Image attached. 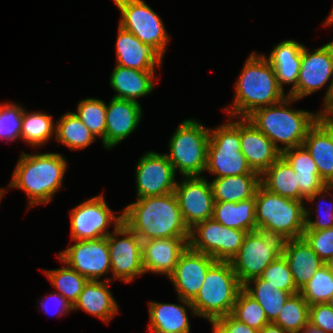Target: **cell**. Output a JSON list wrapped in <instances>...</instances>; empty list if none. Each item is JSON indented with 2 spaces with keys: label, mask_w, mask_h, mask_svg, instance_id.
<instances>
[{
  "label": "cell",
  "mask_w": 333,
  "mask_h": 333,
  "mask_svg": "<svg viewBox=\"0 0 333 333\" xmlns=\"http://www.w3.org/2000/svg\"><path fill=\"white\" fill-rule=\"evenodd\" d=\"M122 223L141 240L160 238H189L175 193L143 197L122 211Z\"/></svg>",
  "instance_id": "6da1fadb"
},
{
  "label": "cell",
  "mask_w": 333,
  "mask_h": 333,
  "mask_svg": "<svg viewBox=\"0 0 333 333\" xmlns=\"http://www.w3.org/2000/svg\"><path fill=\"white\" fill-rule=\"evenodd\" d=\"M232 109H226L229 118H247L255 110L276 104L287 94L279 86L276 73L264 55L253 52L246 60L242 73L235 83Z\"/></svg>",
  "instance_id": "7a4b0ae2"
},
{
  "label": "cell",
  "mask_w": 333,
  "mask_h": 333,
  "mask_svg": "<svg viewBox=\"0 0 333 333\" xmlns=\"http://www.w3.org/2000/svg\"><path fill=\"white\" fill-rule=\"evenodd\" d=\"M66 162L65 157L57 153L29 155L22 152L9 186L24 190L30 206L47 204L62 186Z\"/></svg>",
  "instance_id": "3957f363"
},
{
  "label": "cell",
  "mask_w": 333,
  "mask_h": 333,
  "mask_svg": "<svg viewBox=\"0 0 333 333\" xmlns=\"http://www.w3.org/2000/svg\"><path fill=\"white\" fill-rule=\"evenodd\" d=\"M293 101V97L286 96L280 102L259 108L247 117L281 152L301 146L309 129L322 116L321 111L314 114L304 110L288 109ZM280 142L285 146L279 147Z\"/></svg>",
  "instance_id": "277c9868"
},
{
  "label": "cell",
  "mask_w": 333,
  "mask_h": 333,
  "mask_svg": "<svg viewBox=\"0 0 333 333\" xmlns=\"http://www.w3.org/2000/svg\"><path fill=\"white\" fill-rule=\"evenodd\" d=\"M303 201L282 197L259 185L255 194L257 230L282 241L301 238L305 230Z\"/></svg>",
  "instance_id": "5b68a950"
},
{
  "label": "cell",
  "mask_w": 333,
  "mask_h": 333,
  "mask_svg": "<svg viewBox=\"0 0 333 333\" xmlns=\"http://www.w3.org/2000/svg\"><path fill=\"white\" fill-rule=\"evenodd\" d=\"M243 288L228 261H215L208 269L198 295L191 302L196 316L211 323L232 313L238 292Z\"/></svg>",
  "instance_id": "8992f818"
},
{
  "label": "cell",
  "mask_w": 333,
  "mask_h": 333,
  "mask_svg": "<svg viewBox=\"0 0 333 333\" xmlns=\"http://www.w3.org/2000/svg\"><path fill=\"white\" fill-rule=\"evenodd\" d=\"M210 129L196 120L186 119L169 141V154H165L174 172L184 177L200 176L206 170Z\"/></svg>",
  "instance_id": "52a82bcc"
},
{
  "label": "cell",
  "mask_w": 333,
  "mask_h": 333,
  "mask_svg": "<svg viewBox=\"0 0 333 333\" xmlns=\"http://www.w3.org/2000/svg\"><path fill=\"white\" fill-rule=\"evenodd\" d=\"M216 178L258 174L254 172L241 152L240 120L210 128L206 170Z\"/></svg>",
  "instance_id": "ba28073f"
},
{
  "label": "cell",
  "mask_w": 333,
  "mask_h": 333,
  "mask_svg": "<svg viewBox=\"0 0 333 333\" xmlns=\"http://www.w3.org/2000/svg\"><path fill=\"white\" fill-rule=\"evenodd\" d=\"M282 243L279 237L263 231L247 232L242 246L230 261L239 283L244 286L250 279L259 277L281 255Z\"/></svg>",
  "instance_id": "9c48e42d"
},
{
  "label": "cell",
  "mask_w": 333,
  "mask_h": 333,
  "mask_svg": "<svg viewBox=\"0 0 333 333\" xmlns=\"http://www.w3.org/2000/svg\"><path fill=\"white\" fill-rule=\"evenodd\" d=\"M246 234V231L225 227L212 218L190 229L188 247L216 261L230 262L242 246Z\"/></svg>",
  "instance_id": "30bf717a"
},
{
  "label": "cell",
  "mask_w": 333,
  "mask_h": 333,
  "mask_svg": "<svg viewBox=\"0 0 333 333\" xmlns=\"http://www.w3.org/2000/svg\"><path fill=\"white\" fill-rule=\"evenodd\" d=\"M330 79L331 83L324 97V107L328 105L333 95V41L310 53L303 46L298 81L296 86L290 89L288 96L295 100L304 98L322 89Z\"/></svg>",
  "instance_id": "8fae6325"
},
{
  "label": "cell",
  "mask_w": 333,
  "mask_h": 333,
  "mask_svg": "<svg viewBox=\"0 0 333 333\" xmlns=\"http://www.w3.org/2000/svg\"><path fill=\"white\" fill-rule=\"evenodd\" d=\"M114 3L122 16L119 25L164 56L169 35L159 15L143 0H114Z\"/></svg>",
  "instance_id": "7c38bea8"
},
{
  "label": "cell",
  "mask_w": 333,
  "mask_h": 333,
  "mask_svg": "<svg viewBox=\"0 0 333 333\" xmlns=\"http://www.w3.org/2000/svg\"><path fill=\"white\" fill-rule=\"evenodd\" d=\"M71 237L73 241L95 240L107 237L110 231L106 230L112 221L119 226L121 216L113 214L104 200L103 195L92 197L84 201L70 212Z\"/></svg>",
  "instance_id": "4fadbf2b"
},
{
  "label": "cell",
  "mask_w": 333,
  "mask_h": 333,
  "mask_svg": "<svg viewBox=\"0 0 333 333\" xmlns=\"http://www.w3.org/2000/svg\"><path fill=\"white\" fill-rule=\"evenodd\" d=\"M118 235L124 237L118 239ZM106 238L114 279L120 278L127 283L145 273L142 262V240L134 232L121 223L115 226L114 232Z\"/></svg>",
  "instance_id": "5bb4252c"
},
{
  "label": "cell",
  "mask_w": 333,
  "mask_h": 333,
  "mask_svg": "<svg viewBox=\"0 0 333 333\" xmlns=\"http://www.w3.org/2000/svg\"><path fill=\"white\" fill-rule=\"evenodd\" d=\"M215 261L211 256L187 247L180 255L173 273L169 276L180 302L184 303V306H188L193 315H196V312L191 302L198 295L207 271Z\"/></svg>",
  "instance_id": "9a60e30c"
},
{
  "label": "cell",
  "mask_w": 333,
  "mask_h": 333,
  "mask_svg": "<svg viewBox=\"0 0 333 333\" xmlns=\"http://www.w3.org/2000/svg\"><path fill=\"white\" fill-rule=\"evenodd\" d=\"M59 259L87 280H97L111 271L107 238L76 241L58 255Z\"/></svg>",
  "instance_id": "2e32d148"
},
{
  "label": "cell",
  "mask_w": 333,
  "mask_h": 333,
  "mask_svg": "<svg viewBox=\"0 0 333 333\" xmlns=\"http://www.w3.org/2000/svg\"><path fill=\"white\" fill-rule=\"evenodd\" d=\"M176 173L165 154L148 152L136 166V190L138 199L173 193Z\"/></svg>",
  "instance_id": "e0dca14e"
},
{
  "label": "cell",
  "mask_w": 333,
  "mask_h": 333,
  "mask_svg": "<svg viewBox=\"0 0 333 333\" xmlns=\"http://www.w3.org/2000/svg\"><path fill=\"white\" fill-rule=\"evenodd\" d=\"M174 193L189 229L197 223L213 218L212 186L204 176L184 177L180 184L176 181Z\"/></svg>",
  "instance_id": "ac0fdd59"
},
{
  "label": "cell",
  "mask_w": 333,
  "mask_h": 333,
  "mask_svg": "<svg viewBox=\"0 0 333 333\" xmlns=\"http://www.w3.org/2000/svg\"><path fill=\"white\" fill-rule=\"evenodd\" d=\"M240 147L254 172L262 175L282 152L247 118L240 120Z\"/></svg>",
  "instance_id": "d6986e66"
},
{
  "label": "cell",
  "mask_w": 333,
  "mask_h": 333,
  "mask_svg": "<svg viewBox=\"0 0 333 333\" xmlns=\"http://www.w3.org/2000/svg\"><path fill=\"white\" fill-rule=\"evenodd\" d=\"M142 118L139 103L112 98L106 104L105 148L111 149L136 129Z\"/></svg>",
  "instance_id": "ffe728a7"
},
{
  "label": "cell",
  "mask_w": 333,
  "mask_h": 333,
  "mask_svg": "<svg viewBox=\"0 0 333 333\" xmlns=\"http://www.w3.org/2000/svg\"><path fill=\"white\" fill-rule=\"evenodd\" d=\"M282 157L290 164L297 175L300 190V201H314L322 193L329 192L333 185H326L320 178L317 165L313 158L301 145L286 149L282 152Z\"/></svg>",
  "instance_id": "44dd1931"
},
{
  "label": "cell",
  "mask_w": 333,
  "mask_h": 333,
  "mask_svg": "<svg viewBox=\"0 0 333 333\" xmlns=\"http://www.w3.org/2000/svg\"><path fill=\"white\" fill-rule=\"evenodd\" d=\"M189 238H160L142 240V262L145 273L165 274L169 277L188 247Z\"/></svg>",
  "instance_id": "7402d4cb"
},
{
  "label": "cell",
  "mask_w": 333,
  "mask_h": 333,
  "mask_svg": "<svg viewBox=\"0 0 333 333\" xmlns=\"http://www.w3.org/2000/svg\"><path fill=\"white\" fill-rule=\"evenodd\" d=\"M302 145L317 165L320 178L326 185H333V119L321 116Z\"/></svg>",
  "instance_id": "603a6c76"
},
{
  "label": "cell",
  "mask_w": 333,
  "mask_h": 333,
  "mask_svg": "<svg viewBox=\"0 0 333 333\" xmlns=\"http://www.w3.org/2000/svg\"><path fill=\"white\" fill-rule=\"evenodd\" d=\"M117 65L141 71H155L163 56L151 45L141 42L133 33L118 27Z\"/></svg>",
  "instance_id": "cb8c5ba5"
},
{
  "label": "cell",
  "mask_w": 333,
  "mask_h": 333,
  "mask_svg": "<svg viewBox=\"0 0 333 333\" xmlns=\"http://www.w3.org/2000/svg\"><path fill=\"white\" fill-rule=\"evenodd\" d=\"M281 254L289 265L298 291L325 265L303 237L283 241Z\"/></svg>",
  "instance_id": "d4e9b609"
},
{
  "label": "cell",
  "mask_w": 333,
  "mask_h": 333,
  "mask_svg": "<svg viewBox=\"0 0 333 333\" xmlns=\"http://www.w3.org/2000/svg\"><path fill=\"white\" fill-rule=\"evenodd\" d=\"M110 281V278L103 281L88 280L77 302L73 305V310L81 308L104 322H109L115 314L119 313L117 303L107 286Z\"/></svg>",
  "instance_id": "484cf974"
},
{
  "label": "cell",
  "mask_w": 333,
  "mask_h": 333,
  "mask_svg": "<svg viewBox=\"0 0 333 333\" xmlns=\"http://www.w3.org/2000/svg\"><path fill=\"white\" fill-rule=\"evenodd\" d=\"M154 74L155 71L135 70L116 64L110 77V85L117 92L113 97L139 103L138 97L152 92Z\"/></svg>",
  "instance_id": "4316f807"
},
{
  "label": "cell",
  "mask_w": 333,
  "mask_h": 333,
  "mask_svg": "<svg viewBox=\"0 0 333 333\" xmlns=\"http://www.w3.org/2000/svg\"><path fill=\"white\" fill-rule=\"evenodd\" d=\"M266 59L275 70L279 86L284 90L283 84L296 86L301 66L303 45L295 40H285L278 45Z\"/></svg>",
  "instance_id": "83f0119b"
},
{
  "label": "cell",
  "mask_w": 333,
  "mask_h": 333,
  "mask_svg": "<svg viewBox=\"0 0 333 333\" xmlns=\"http://www.w3.org/2000/svg\"><path fill=\"white\" fill-rule=\"evenodd\" d=\"M211 183L214 202L237 203L255 197L261 184L260 174L233 175L214 178Z\"/></svg>",
  "instance_id": "f1b7e54d"
},
{
  "label": "cell",
  "mask_w": 333,
  "mask_h": 333,
  "mask_svg": "<svg viewBox=\"0 0 333 333\" xmlns=\"http://www.w3.org/2000/svg\"><path fill=\"white\" fill-rule=\"evenodd\" d=\"M150 323L152 333H190V323L183 305L150 302Z\"/></svg>",
  "instance_id": "f546056e"
},
{
  "label": "cell",
  "mask_w": 333,
  "mask_h": 333,
  "mask_svg": "<svg viewBox=\"0 0 333 333\" xmlns=\"http://www.w3.org/2000/svg\"><path fill=\"white\" fill-rule=\"evenodd\" d=\"M255 197L237 203L214 202L213 219L228 228L257 230Z\"/></svg>",
  "instance_id": "4dcf8cb0"
},
{
  "label": "cell",
  "mask_w": 333,
  "mask_h": 333,
  "mask_svg": "<svg viewBox=\"0 0 333 333\" xmlns=\"http://www.w3.org/2000/svg\"><path fill=\"white\" fill-rule=\"evenodd\" d=\"M297 175L281 156L262 175L261 184L269 191L285 198L300 201Z\"/></svg>",
  "instance_id": "1f68e13d"
},
{
  "label": "cell",
  "mask_w": 333,
  "mask_h": 333,
  "mask_svg": "<svg viewBox=\"0 0 333 333\" xmlns=\"http://www.w3.org/2000/svg\"><path fill=\"white\" fill-rule=\"evenodd\" d=\"M254 283V287H250V283ZM243 289L250 294L263 308L267 319L273 322L287 299L292 295L290 292L279 290L269 282L256 277L250 279Z\"/></svg>",
  "instance_id": "d6a6232c"
},
{
  "label": "cell",
  "mask_w": 333,
  "mask_h": 333,
  "mask_svg": "<svg viewBox=\"0 0 333 333\" xmlns=\"http://www.w3.org/2000/svg\"><path fill=\"white\" fill-rule=\"evenodd\" d=\"M55 126L56 141L72 150L86 148L96 139L74 112L64 114Z\"/></svg>",
  "instance_id": "836d02e7"
},
{
  "label": "cell",
  "mask_w": 333,
  "mask_h": 333,
  "mask_svg": "<svg viewBox=\"0 0 333 333\" xmlns=\"http://www.w3.org/2000/svg\"><path fill=\"white\" fill-rule=\"evenodd\" d=\"M289 333L305 332L309 327V304L300 293L291 295L272 322Z\"/></svg>",
  "instance_id": "e575fe53"
},
{
  "label": "cell",
  "mask_w": 333,
  "mask_h": 333,
  "mask_svg": "<svg viewBox=\"0 0 333 333\" xmlns=\"http://www.w3.org/2000/svg\"><path fill=\"white\" fill-rule=\"evenodd\" d=\"M54 125L52 116L40 111L28 113L24 110L21 138L31 146H41L54 134L56 128Z\"/></svg>",
  "instance_id": "d590c367"
},
{
  "label": "cell",
  "mask_w": 333,
  "mask_h": 333,
  "mask_svg": "<svg viewBox=\"0 0 333 333\" xmlns=\"http://www.w3.org/2000/svg\"><path fill=\"white\" fill-rule=\"evenodd\" d=\"M51 284L57 288L61 294L72 306L77 302L87 279L77 271L70 268L67 264L65 267L45 271Z\"/></svg>",
  "instance_id": "8d00e7d4"
},
{
  "label": "cell",
  "mask_w": 333,
  "mask_h": 333,
  "mask_svg": "<svg viewBox=\"0 0 333 333\" xmlns=\"http://www.w3.org/2000/svg\"><path fill=\"white\" fill-rule=\"evenodd\" d=\"M231 315L258 331L271 323L261 305L243 288L237 294Z\"/></svg>",
  "instance_id": "74e56055"
},
{
  "label": "cell",
  "mask_w": 333,
  "mask_h": 333,
  "mask_svg": "<svg viewBox=\"0 0 333 333\" xmlns=\"http://www.w3.org/2000/svg\"><path fill=\"white\" fill-rule=\"evenodd\" d=\"M74 113L95 137L101 138L105 147L106 103L96 98L83 99Z\"/></svg>",
  "instance_id": "f35d334b"
},
{
  "label": "cell",
  "mask_w": 333,
  "mask_h": 333,
  "mask_svg": "<svg viewBox=\"0 0 333 333\" xmlns=\"http://www.w3.org/2000/svg\"><path fill=\"white\" fill-rule=\"evenodd\" d=\"M299 293L309 305L327 303L333 296V272L323 265Z\"/></svg>",
  "instance_id": "ab89813d"
},
{
  "label": "cell",
  "mask_w": 333,
  "mask_h": 333,
  "mask_svg": "<svg viewBox=\"0 0 333 333\" xmlns=\"http://www.w3.org/2000/svg\"><path fill=\"white\" fill-rule=\"evenodd\" d=\"M259 277L279 290L290 292L292 295L299 293L289 265L282 254L271 262Z\"/></svg>",
  "instance_id": "60d3db41"
},
{
  "label": "cell",
  "mask_w": 333,
  "mask_h": 333,
  "mask_svg": "<svg viewBox=\"0 0 333 333\" xmlns=\"http://www.w3.org/2000/svg\"><path fill=\"white\" fill-rule=\"evenodd\" d=\"M23 107L14 103L0 104V138H21Z\"/></svg>",
  "instance_id": "b9f144b4"
},
{
  "label": "cell",
  "mask_w": 333,
  "mask_h": 333,
  "mask_svg": "<svg viewBox=\"0 0 333 333\" xmlns=\"http://www.w3.org/2000/svg\"><path fill=\"white\" fill-rule=\"evenodd\" d=\"M323 262L333 256V227L323 230H304L302 236Z\"/></svg>",
  "instance_id": "7bdbcfd3"
},
{
  "label": "cell",
  "mask_w": 333,
  "mask_h": 333,
  "mask_svg": "<svg viewBox=\"0 0 333 333\" xmlns=\"http://www.w3.org/2000/svg\"><path fill=\"white\" fill-rule=\"evenodd\" d=\"M333 333V310L327 303L309 305V327Z\"/></svg>",
  "instance_id": "ee69618b"
},
{
  "label": "cell",
  "mask_w": 333,
  "mask_h": 333,
  "mask_svg": "<svg viewBox=\"0 0 333 333\" xmlns=\"http://www.w3.org/2000/svg\"><path fill=\"white\" fill-rule=\"evenodd\" d=\"M212 326L213 333H259L258 330L239 322L231 314L219 317Z\"/></svg>",
  "instance_id": "f6af8a7d"
},
{
  "label": "cell",
  "mask_w": 333,
  "mask_h": 333,
  "mask_svg": "<svg viewBox=\"0 0 333 333\" xmlns=\"http://www.w3.org/2000/svg\"><path fill=\"white\" fill-rule=\"evenodd\" d=\"M320 205H317V207ZM321 208V207H320ZM317 208V217L316 220H312L309 215L310 212L305 209V230H323L333 227V207H329L327 211H320L321 209ZM323 208V207H322ZM322 213V216L320 213Z\"/></svg>",
  "instance_id": "bcb514c9"
},
{
  "label": "cell",
  "mask_w": 333,
  "mask_h": 333,
  "mask_svg": "<svg viewBox=\"0 0 333 333\" xmlns=\"http://www.w3.org/2000/svg\"><path fill=\"white\" fill-rule=\"evenodd\" d=\"M49 297L50 298H54L56 299V302H58V312H60L59 314H65L67 311H71L73 310V306L59 293H53V294H49L46 296V298L48 299L46 301V298L41 301V306L44 307V312L48 313V301H49ZM58 300V301H57ZM45 301V302H44Z\"/></svg>",
  "instance_id": "7dc6e473"
},
{
  "label": "cell",
  "mask_w": 333,
  "mask_h": 333,
  "mask_svg": "<svg viewBox=\"0 0 333 333\" xmlns=\"http://www.w3.org/2000/svg\"><path fill=\"white\" fill-rule=\"evenodd\" d=\"M259 333H289L284 331L280 326L273 324L272 322L265 325Z\"/></svg>",
  "instance_id": "c3c4849f"
},
{
  "label": "cell",
  "mask_w": 333,
  "mask_h": 333,
  "mask_svg": "<svg viewBox=\"0 0 333 333\" xmlns=\"http://www.w3.org/2000/svg\"><path fill=\"white\" fill-rule=\"evenodd\" d=\"M321 113L324 118L333 119V95L331 101L323 110H321Z\"/></svg>",
  "instance_id": "681fc988"
},
{
  "label": "cell",
  "mask_w": 333,
  "mask_h": 333,
  "mask_svg": "<svg viewBox=\"0 0 333 333\" xmlns=\"http://www.w3.org/2000/svg\"><path fill=\"white\" fill-rule=\"evenodd\" d=\"M303 333H329V332H326L322 329H318V328H307L305 332Z\"/></svg>",
  "instance_id": "f907efd6"
},
{
  "label": "cell",
  "mask_w": 333,
  "mask_h": 333,
  "mask_svg": "<svg viewBox=\"0 0 333 333\" xmlns=\"http://www.w3.org/2000/svg\"><path fill=\"white\" fill-rule=\"evenodd\" d=\"M331 24H333V8H332V10H331L326 22H325L326 26L331 25Z\"/></svg>",
  "instance_id": "816d5d0a"
},
{
  "label": "cell",
  "mask_w": 333,
  "mask_h": 333,
  "mask_svg": "<svg viewBox=\"0 0 333 333\" xmlns=\"http://www.w3.org/2000/svg\"><path fill=\"white\" fill-rule=\"evenodd\" d=\"M325 265L333 272V256L327 262H325Z\"/></svg>",
  "instance_id": "f5cc1de1"
},
{
  "label": "cell",
  "mask_w": 333,
  "mask_h": 333,
  "mask_svg": "<svg viewBox=\"0 0 333 333\" xmlns=\"http://www.w3.org/2000/svg\"><path fill=\"white\" fill-rule=\"evenodd\" d=\"M327 304L332 308L333 310V296L328 300Z\"/></svg>",
  "instance_id": "db71d44e"
},
{
  "label": "cell",
  "mask_w": 333,
  "mask_h": 333,
  "mask_svg": "<svg viewBox=\"0 0 333 333\" xmlns=\"http://www.w3.org/2000/svg\"><path fill=\"white\" fill-rule=\"evenodd\" d=\"M4 192H6V190L0 188V201H1V198L3 197Z\"/></svg>",
  "instance_id": "11a10c76"
}]
</instances>
